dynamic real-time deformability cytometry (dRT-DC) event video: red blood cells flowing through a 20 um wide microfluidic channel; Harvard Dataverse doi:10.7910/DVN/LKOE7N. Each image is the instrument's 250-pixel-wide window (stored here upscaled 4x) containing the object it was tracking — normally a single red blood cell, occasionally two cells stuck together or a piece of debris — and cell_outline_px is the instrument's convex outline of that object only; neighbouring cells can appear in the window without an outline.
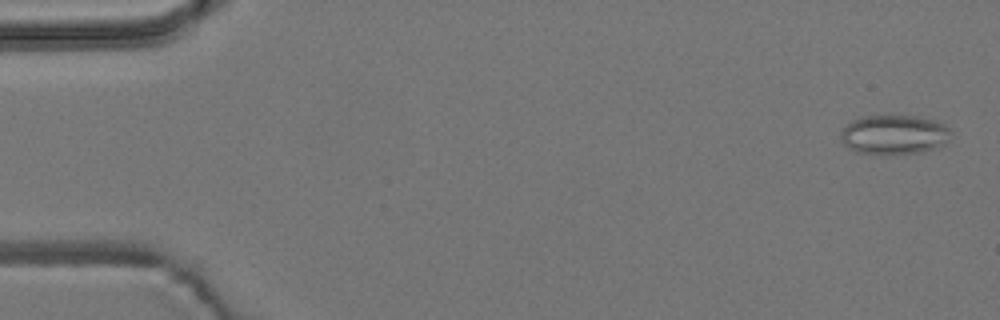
{"species": "common noctule bat (a hibernating species)", "species_latin": "Nyctalus noctula", "temperature_condition": "room temperature", "stored_images_in_passage": 6, "camera_frame_rate_fps": 3000, "um_per_image_px": 0.085, "animal": {"sex": "male", "body_mass_g": 19.2, "forearm_length_mm": 51.8}, "frame": {"image": 1, "passage_image": 1, "time_ms": 0.0, "image_size_px": [1000, 320], "cell_outline_px": [[952, 132], [948, 140], [944, 144], [920, 152], [888, 156], [856, 152], [848, 148], [840, 140], [840, 132], [852, 120], [860, 116], [916, 116], [936, 120], [944, 124]], "centroid_in_image_um": [75.97, 11.46], "position_along_channel_um": 9.0, "area_um2": 25.72}}